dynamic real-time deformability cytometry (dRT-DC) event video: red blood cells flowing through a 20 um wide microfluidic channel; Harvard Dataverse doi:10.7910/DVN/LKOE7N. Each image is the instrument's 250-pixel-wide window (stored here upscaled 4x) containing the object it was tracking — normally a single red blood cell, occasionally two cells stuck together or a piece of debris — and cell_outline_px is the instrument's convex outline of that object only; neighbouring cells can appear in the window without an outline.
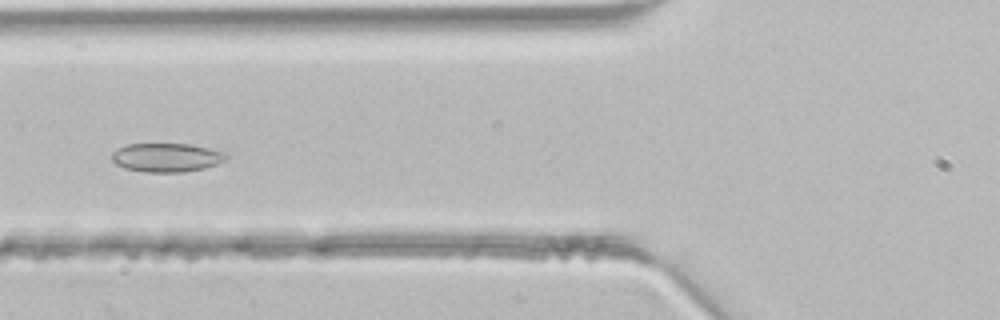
{"species": "common noctule bat (a hibernating species)", "species_latin": "Nyctalus noctula", "temperature_condition": "room temperature", "stored_images_in_passage": 40, "camera_frame_rate_fps": 3000, "um_per_image_px": 0.085, "animal": {"sex": "male", "body_mass_g": 21.5, "forearm_length_mm": 52.0}, "frame": {"image": 1, "passage_image": 17, "time_ms": 5.333, "image_size_px": [1000, 320], "cell_outline_px": [[228, 156], [224, 160], [216, 164], [204, 168], [184, 172], [144, 172], [124, 168], [116, 164], [112, 160], [112, 152], [116, 148], [128, 144], [188, 144], [228, 152]], "centroid_in_image_um": [14.15, 13.39], "position_along_channel_um": 111.7, "area_um2": 19.25}}
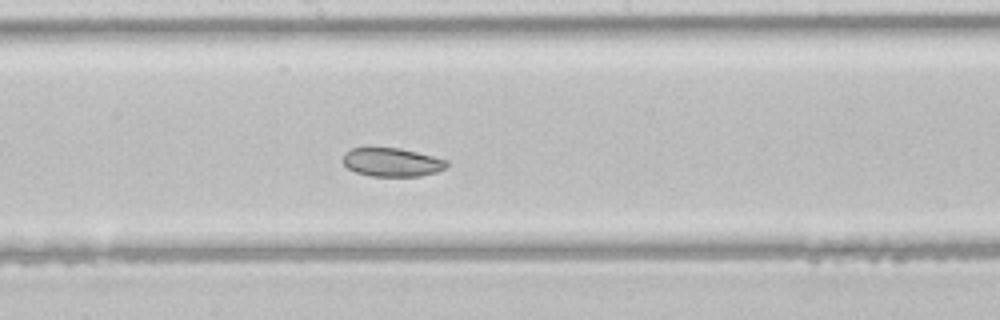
{"frame": {"image": 2, "passage_image": 24, "time_ms": 7.667, "image_size_px": [1000, 320], "cell_outline_px": [[448, 164], [444, 168], [436, 172], [420, 176], [372, 176], [356, 172], [348, 168], [340, 160], [344, 152], [352, 148], [400, 148], [448, 160]], "centroid_in_image_um": [33.27, 13.79], "position_along_channel_um": 214.9, "area_um2": 17.28}}
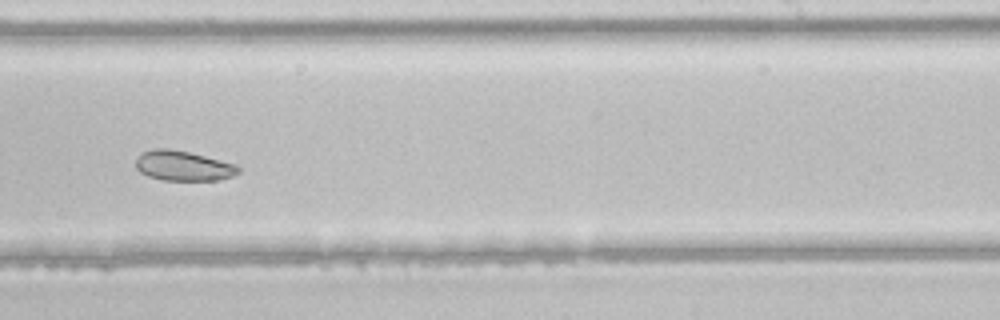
{"frame": {"image": 3, "passage_image": 28, "time_ms": 9.0, "image_size_px": [1000, 320], "cell_outline_px": [[240, 172], [232, 176], [216, 180], [164, 180], [148, 176], [140, 172], [136, 168], [136, 156], [152, 148], [168, 148], [188, 152], [236, 164], [240, 168]], "centroid_in_image_um": [15.55, 14.09], "position_along_channel_um": 273.4, "area_um2": 17.86}}